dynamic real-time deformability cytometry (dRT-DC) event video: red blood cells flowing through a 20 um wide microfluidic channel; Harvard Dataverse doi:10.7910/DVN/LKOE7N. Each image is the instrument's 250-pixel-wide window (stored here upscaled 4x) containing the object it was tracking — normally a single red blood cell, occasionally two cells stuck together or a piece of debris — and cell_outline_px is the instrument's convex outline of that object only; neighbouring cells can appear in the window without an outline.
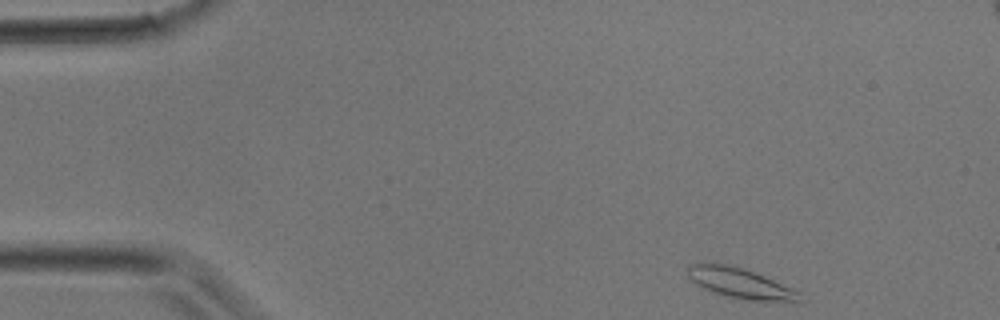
{"species": "common noctule bat (a hibernating species)", "species_latin": "Nyctalus noctula", "temperature_condition": "room temperature", "stored_images_in_passage": 33, "camera_frame_rate_fps": 3000, "um_per_image_px": 0.085, "animal": {"sex": "male", "body_mass_g": 17.9}, "frame": {"image": 1, "passage_image": 1, "time_ms": 0.0, "image_size_px": [1000, 320], "cell_outline_px": [[800, 292], [796, 300], [752, 300], [724, 296], [704, 288], [692, 280], [688, 276], [688, 268], [692, 264], [724, 264], [744, 268], [756, 272]], "centroid_in_image_um": [62.87, 24.05], "position_along_channel_um": 22.1, "area_um2": 18.84}}
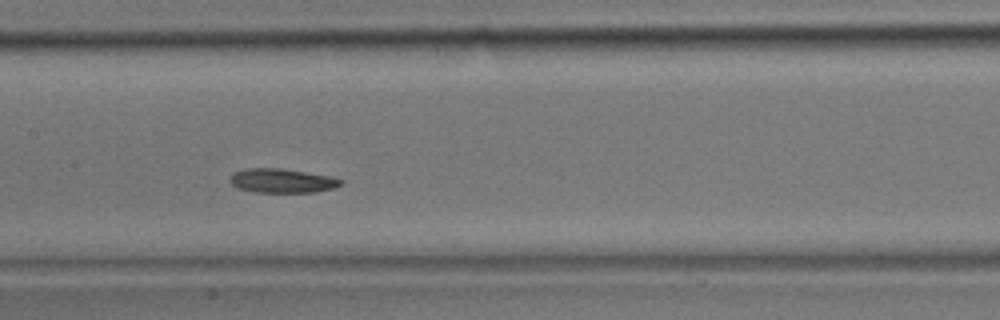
{"frame": {"image": 2, "passage_image": 14, "time_ms": 4.333, "image_size_px": [1000, 320], "cell_outline_px": [[344, 180], [340, 184], [332, 188], [316, 192], [252, 192], [236, 188], [228, 180], [236, 172], [244, 168], [280, 168], [328, 176]], "centroid_in_image_um": [23.92, 15.37], "position_along_channel_um": 183.5, "area_um2": 15.43}}
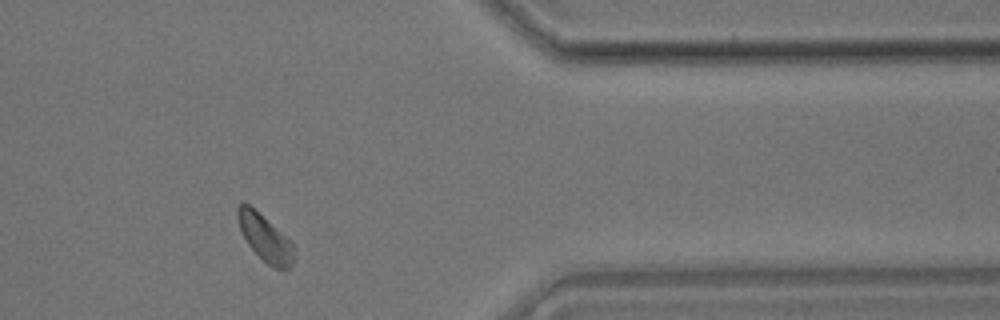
{"frame": {"image": 3, "passage_image": 26, "time_ms": 8.333, "image_size_px": [1000, 320], "cell_outline_px": [[296, 248], [292, 264], [288, 268], [276, 268], [268, 264], [248, 244], [240, 228], [236, 216], [236, 208], [240, 204], [248, 204], [280, 232]], "centroid_in_image_um": [22.52, 20.23], "position_along_channel_um": 388.9, "area_um2": 14.57}}